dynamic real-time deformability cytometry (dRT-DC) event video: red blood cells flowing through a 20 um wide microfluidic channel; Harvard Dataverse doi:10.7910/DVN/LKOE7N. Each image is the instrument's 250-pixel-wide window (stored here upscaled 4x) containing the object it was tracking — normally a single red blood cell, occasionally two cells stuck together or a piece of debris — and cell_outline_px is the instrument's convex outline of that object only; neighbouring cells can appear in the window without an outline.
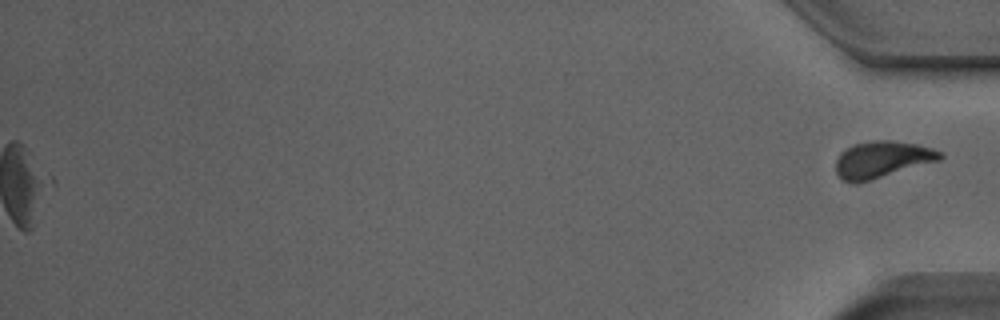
{"species": "Egyptian fruit bat (a non-hibernating species)", "species_latin": "Rousettus aegyptiacus", "temperature_condition": "room temperature", "stored_images_in_passage": 50, "segment_of_instrument_passage": [2, 2], "camera_frame_rate_fps": 3000, "um_per_image_px": 0.085, "animal": {"sex": "male"}, "frame": {"image": 1, "passage_image": 50, "time_ms": 16.333, "image_size_px": [1000, 320], "cell_outline_px": [[944, 156], [940, 160], [856, 184], [852, 184], [844, 180], [836, 172], [836, 160], [840, 152], [844, 148], [852, 144], [872, 140], [888, 140], [916, 144], [932, 148], [944, 152]], "centroid_in_image_um": [74.96, 13.54], "position_along_channel_um": 360.2, "area_um2": 22.37}}